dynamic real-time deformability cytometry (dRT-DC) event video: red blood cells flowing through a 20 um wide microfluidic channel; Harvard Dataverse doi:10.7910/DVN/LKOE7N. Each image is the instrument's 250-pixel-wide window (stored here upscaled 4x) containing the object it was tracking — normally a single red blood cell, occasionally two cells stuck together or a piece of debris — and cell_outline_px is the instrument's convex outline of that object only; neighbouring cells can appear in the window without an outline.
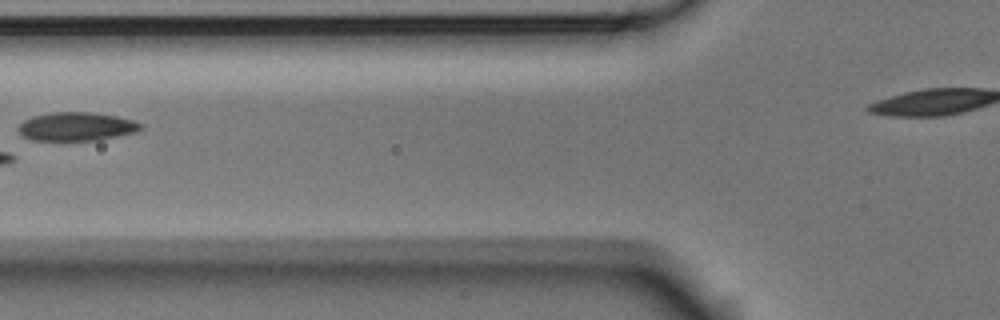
{"species": "Egyptian fruit bat (a non-hibernating species)", "species_latin": "Rousettus aegyptiacus", "temperature_condition": "room temperature", "stored_images_in_passage": 6, "camera_frame_rate_fps": 3000, "um_per_image_px": 0.085, "animal": {"sex": "male"}, "frame": {"image": 1, "passage_image": 5, "time_ms": 1.333, "image_size_px": [1000, 320], "cell_outline_px": [[144, 128], [136, 132], [96, 140], [32, 140], [24, 136], [16, 128], [24, 120], [32, 116], [52, 112], [88, 112], [116, 116], [136, 120], [144, 124]], "centroid_in_image_um": [6.53, 10.74], "position_along_channel_um": 119.3, "area_um2": 20.4}}
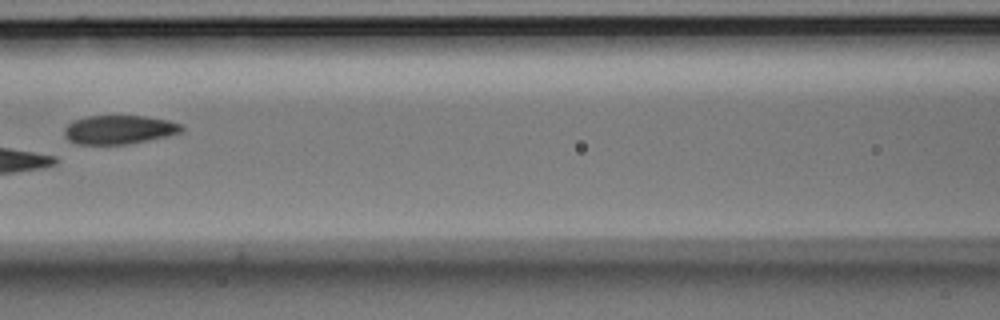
{"frame": {"image": 2, "passage_image": 6, "time_ms": 1.667, "image_size_px": [1000, 320], "cell_outline_px": [[184, 128], [180, 132], [168, 136], [128, 144], [76, 144], [68, 140], [64, 136], [64, 128], [72, 120], [88, 116], [144, 116], [168, 120], [180, 124]], "centroid_in_image_um": [10.09, 11.02], "position_along_channel_um": 156.5, "area_um2": 19.71}}